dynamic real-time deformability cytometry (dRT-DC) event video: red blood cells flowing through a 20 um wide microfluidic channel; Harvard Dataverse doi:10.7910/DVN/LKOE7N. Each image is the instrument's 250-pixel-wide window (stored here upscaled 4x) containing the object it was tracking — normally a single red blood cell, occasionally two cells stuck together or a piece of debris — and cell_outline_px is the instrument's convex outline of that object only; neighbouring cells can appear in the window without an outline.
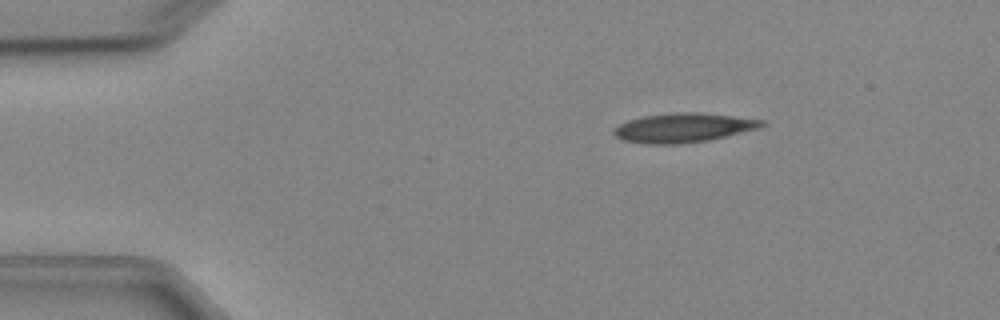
{"species": "Egyptian fruit bat (a non-hibernating species)", "species_latin": "Rousettus aegyptiacus", "temperature_condition": "cold", "stored_images_in_passage": 6, "segment_of_instrument_passage": [1, 2], "camera_frame_rate_fps": 3000, "um_per_image_px": 0.085, "animal": {"sex": "female"}, "frame": {"image": 1, "passage_image": 3, "time_ms": 2.333, "image_size_px": [1000, 320], "cell_outline_px": [[768, 124], [760, 128], [728, 136], [708, 140], [680, 144], [644, 144], [620, 140], [612, 132], [612, 128], [628, 120], [644, 116], [672, 112], [700, 112], [764, 120]], "centroid_in_image_um": [58.08, 10.86], "position_along_channel_um": 26.9, "area_um2": 25.55}}
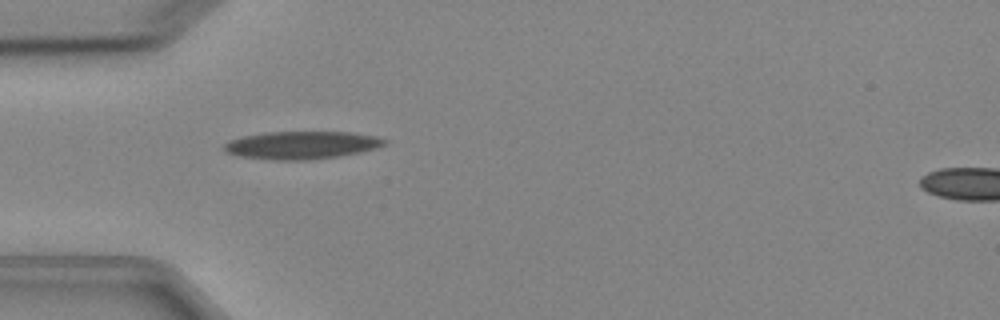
{"frame": {"image": 2, "passage_image": 5, "time_ms": 4.667, "image_size_px": [1000, 320], "cell_outline_px": [[388, 144], [376, 148], [360, 152], [336, 156], [304, 160], [272, 160], [240, 156], [228, 152], [224, 148], [224, 144], [228, 140], [244, 136], [264, 132], [352, 132], [376, 136], [388, 140]], "centroid_in_image_um": [25.66, 12.32], "position_along_channel_um": 59.3, "area_um2": 25.89}}